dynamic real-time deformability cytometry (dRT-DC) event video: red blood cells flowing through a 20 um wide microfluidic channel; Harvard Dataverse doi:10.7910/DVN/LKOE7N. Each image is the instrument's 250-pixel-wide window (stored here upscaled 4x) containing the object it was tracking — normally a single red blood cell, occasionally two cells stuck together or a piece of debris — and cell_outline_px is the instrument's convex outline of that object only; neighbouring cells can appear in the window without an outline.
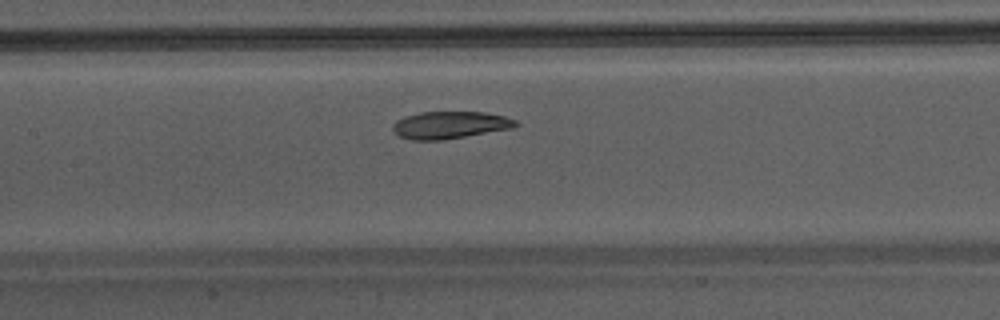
{"species": "Egyptian fruit bat (a non-hibernating species)", "species_latin": "Rousettus aegyptiacus", "temperature_condition": "warm", "stored_images_in_passage": 38, "camera_frame_rate_fps": 3000, "um_per_image_px": 0.085, "animal": {"sex": "male"}, "frame": {"image": 1, "passage_image": 14, "time_ms": 4.333, "image_size_px": [1000, 320], "cell_outline_px": [[520, 124], [512, 128], [440, 140], [412, 140], [400, 136], [392, 128], [392, 124], [396, 120], [404, 116], [420, 112], [484, 112], [504, 116], [516, 120]], "centroid_in_image_um": [38.23, 10.61], "position_along_channel_um": 169.2, "area_um2": 19.36}}
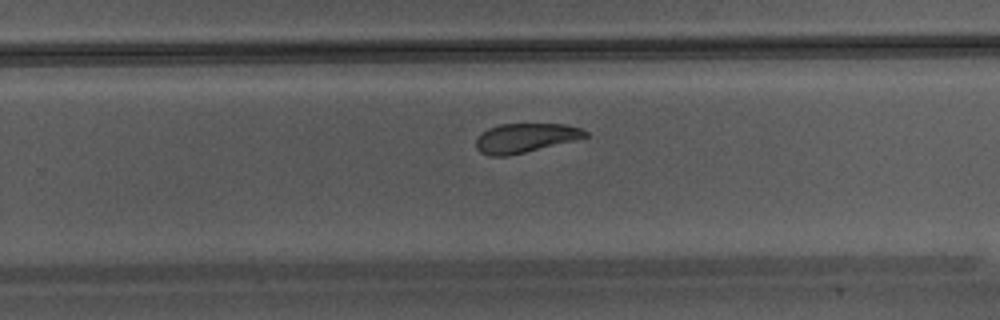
{"frame": {"image": 2, "passage_image": 22, "time_ms": 7.0, "image_size_px": [1000, 320], "cell_outline_px": [[588, 136], [508, 156], [488, 156], [480, 152], [476, 148], [476, 140], [488, 128], [500, 124], [564, 124], [580, 128], [588, 132]], "centroid_in_image_um": [44.61, 11.72], "position_along_channel_um": 285.2, "area_um2": 18.21}}
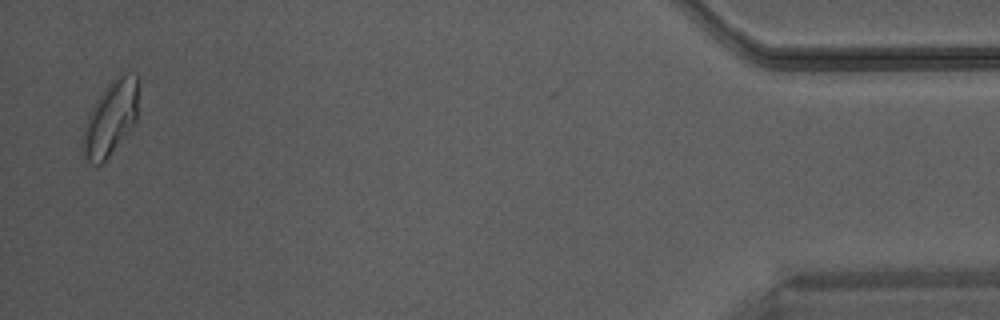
{"frame": {"image": 3, "passage_image": 37, "time_ms": 12.0, "image_size_px": [1000, 320], "cell_outline_px": [[140, 88], [136, 120], [108, 156], [100, 164], [92, 164], [84, 156], [80, 148], [84, 128], [88, 116], [96, 100], [108, 84], [112, 80], [128, 72], [136, 72], [140, 80]], "centroid_in_image_um": [9.43, 9.99], "position_along_channel_um": 425.8, "area_um2": 24.04}}